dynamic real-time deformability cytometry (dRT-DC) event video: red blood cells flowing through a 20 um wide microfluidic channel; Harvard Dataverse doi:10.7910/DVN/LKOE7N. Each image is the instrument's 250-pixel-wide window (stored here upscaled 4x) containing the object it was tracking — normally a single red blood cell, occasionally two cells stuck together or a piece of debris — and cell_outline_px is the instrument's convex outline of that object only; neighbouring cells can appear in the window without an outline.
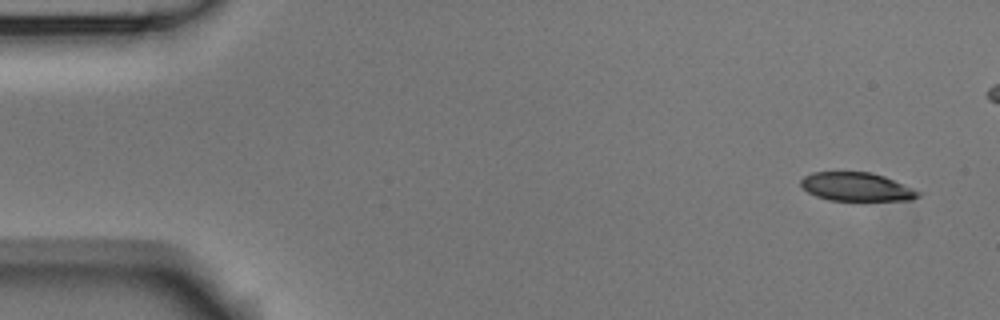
{"species": "Egyptian fruit bat (a non-hibernating species)", "species_latin": "Rousettus aegyptiacus", "temperature_condition": "room temperature", "stored_images_in_passage": 5, "camera_frame_rate_fps": 3000, "um_per_image_px": 0.085, "animal": {"sex": "male"}, "frame": {"image": 1, "passage_image": 1, "time_ms": 0.0, "image_size_px": [1000, 320], "cell_outline_px": [[924, 192], [920, 196], [912, 200], [828, 200], [816, 196], [800, 188], [800, 180], [804, 176], [812, 172], [872, 172], [884, 176]], "centroid_in_image_um": [72.82, 15.88], "position_along_channel_um": 12.2, "area_um2": 19.77}}